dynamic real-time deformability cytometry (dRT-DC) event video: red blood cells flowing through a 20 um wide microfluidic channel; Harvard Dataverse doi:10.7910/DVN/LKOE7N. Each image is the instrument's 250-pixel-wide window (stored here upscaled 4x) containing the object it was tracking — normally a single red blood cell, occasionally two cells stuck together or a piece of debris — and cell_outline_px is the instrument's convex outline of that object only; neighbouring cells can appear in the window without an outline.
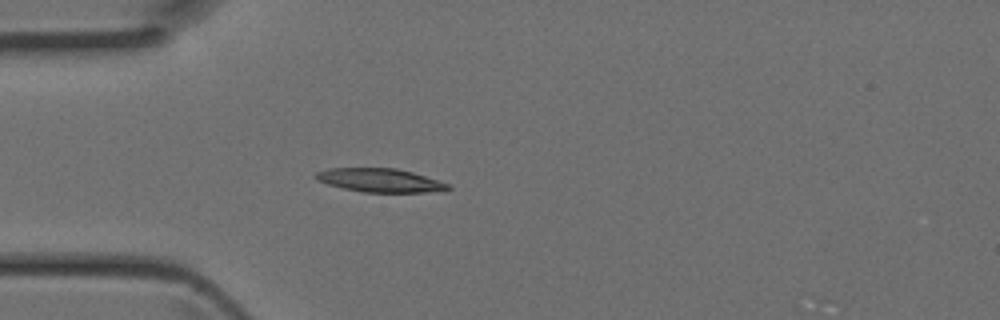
{"species": "Egyptian fruit bat (a non-hibernating species)", "species_latin": "Rousettus aegyptiacus", "temperature_condition": "room temperature", "stored_images_in_passage": 42, "camera_frame_rate_fps": 3000, "um_per_image_px": 0.085, "animal": {"sex": "female"}, "frame": {"image": 1, "passage_image": 11, "time_ms": 3.333, "image_size_px": [1000, 320], "cell_outline_px": [[452, 188], [444, 192], [364, 192], [344, 188], [328, 184], [316, 180], [312, 176], [316, 172], [328, 168], [396, 168], [412, 172], [448, 184]], "centroid_in_image_um": [32.29, 15.33], "position_along_channel_um": 52.7, "area_um2": 18.21}}
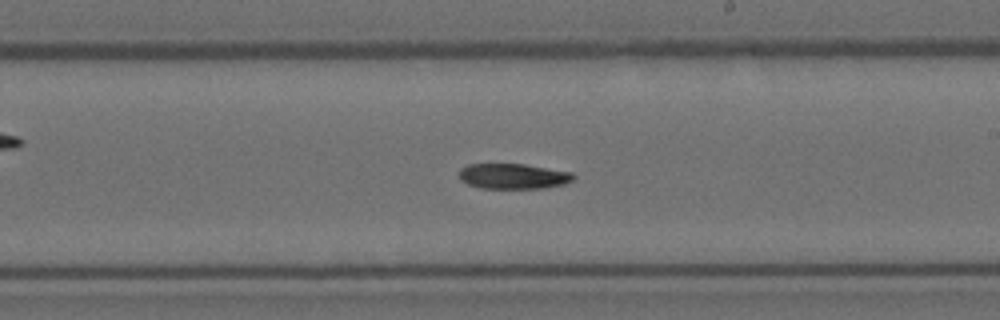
{"frame": {"image": 2, "passage_image": 24, "time_ms": 7.667, "image_size_px": [1000, 320], "cell_outline_px": [[576, 176], [572, 180], [564, 184], [544, 188], [480, 188], [468, 184], [460, 180], [460, 168], [468, 164], [524, 164], [572, 172]], "centroid_in_image_um": [43.62, 14.98], "position_along_channel_um": 245.4, "area_um2": 16.88}}
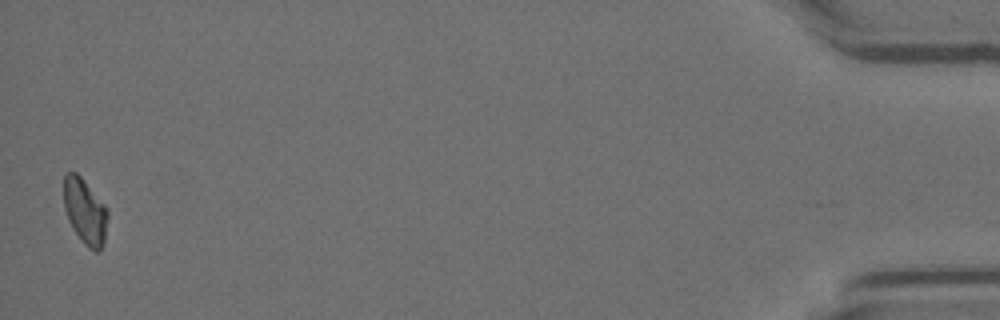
{"frame": {"image": 3, "passage_image": 42, "time_ms": 13.667, "image_size_px": [1000, 320], "cell_outline_px": [[108, 216], [104, 240], [100, 252], [96, 252], [88, 248], [84, 244], [72, 228], [68, 220], [64, 208], [64, 172], [76, 172], [80, 176], [104, 204], [108, 212]], "centroid_in_image_um": [7.21, 17.98], "position_along_channel_um": 428.0, "area_um2": 16.76}}